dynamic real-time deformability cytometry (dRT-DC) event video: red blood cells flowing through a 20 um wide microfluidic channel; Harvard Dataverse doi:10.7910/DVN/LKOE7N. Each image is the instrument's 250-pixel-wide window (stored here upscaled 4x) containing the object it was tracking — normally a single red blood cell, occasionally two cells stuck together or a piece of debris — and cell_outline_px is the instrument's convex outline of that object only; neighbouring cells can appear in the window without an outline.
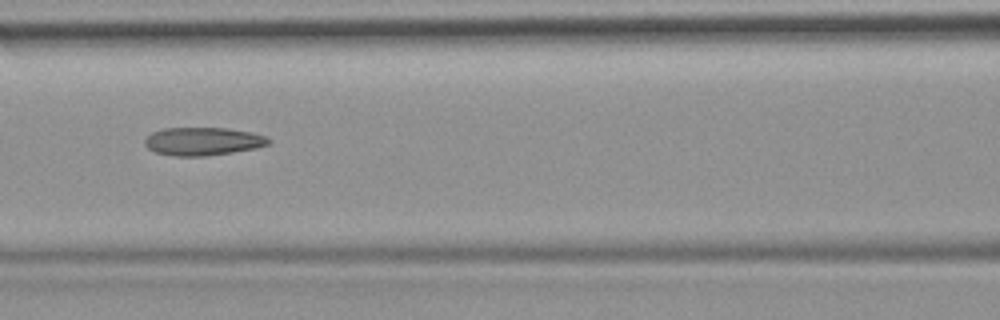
{"species": "common noctule bat (a hibernating species)", "species_latin": "Nyctalus noctula", "temperature_condition": "room temperature", "stored_images_in_passage": 37, "camera_frame_rate_fps": 3000, "um_per_image_px": 0.085, "animal": {"sex": "female", "body_mass_g": 19.9}, "frame": {"image": 1, "passage_image": 11, "time_ms": 3.333, "image_size_px": [1000, 320], "cell_outline_px": [[272, 140], [268, 144], [256, 148], [232, 152], [204, 156], [176, 156], [156, 152], [148, 148], [144, 144], [144, 140], [152, 132], [164, 128], [228, 128], [252, 132], [264, 136]], "centroid_in_image_um": [17.25, 12.01], "position_along_channel_um": 149.4, "area_um2": 20.17}, "authors_computed_cell_mechanics": {"area_um2": 19.9988, "velocity_mm_per_s": 3.9418, "shape_relaxation_time_tau1_ms": null, "shape_relaxation_time_tau2_ms": 3.218, "deformation_change_tau1": null, "deformation_change_tau2": 0.1283}}